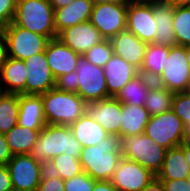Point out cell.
Returning <instances> with one entry per match:
<instances>
[{
  "instance_id": "obj_1",
  "label": "cell",
  "mask_w": 190,
  "mask_h": 191,
  "mask_svg": "<svg viewBox=\"0 0 190 191\" xmlns=\"http://www.w3.org/2000/svg\"><path fill=\"white\" fill-rule=\"evenodd\" d=\"M121 136L109 134L98 145L83 147L80 162L83 172L94 180H111L121 155Z\"/></svg>"
},
{
  "instance_id": "obj_2",
  "label": "cell",
  "mask_w": 190,
  "mask_h": 191,
  "mask_svg": "<svg viewBox=\"0 0 190 191\" xmlns=\"http://www.w3.org/2000/svg\"><path fill=\"white\" fill-rule=\"evenodd\" d=\"M82 148L81 143L73 136L70 126L46 124L30 155L39 163L52 160L62 153L80 158Z\"/></svg>"
},
{
  "instance_id": "obj_3",
  "label": "cell",
  "mask_w": 190,
  "mask_h": 191,
  "mask_svg": "<svg viewBox=\"0 0 190 191\" xmlns=\"http://www.w3.org/2000/svg\"><path fill=\"white\" fill-rule=\"evenodd\" d=\"M46 124H73L85 112L87 103L73 92L52 88L41 94Z\"/></svg>"
},
{
  "instance_id": "obj_4",
  "label": "cell",
  "mask_w": 190,
  "mask_h": 191,
  "mask_svg": "<svg viewBox=\"0 0 190 191\" xmlns=\"http://www.w3.org/2000/svg\"><path fill=\"white\" fill-rule=\"evenodd\" d=\"M54 9L48 0H18L13 22L49 39L56 38Z\"/></svg>"
},
{
  "instance_id": "obj_5",
  "label": "cell",
  "mask_w": 190,
  "mask_h": 191,
  "mask_svg": "<svg viewBox=\"0 0 190 191\" xmlns=\"http://www.w3.org/2000/svg\"><path fill=\"white\" fill-rule=\"evenodd\" d=\"M167 150L145 134L121 138L122 157L139 163L155 175L162 169Z\"/></svg>"
},
{
  "instance_id": "obj_6",
  "label": "cell",
  "mask_w": 190,
  "mask_h": 191,
  "mask_svg": "<svg viewBox=\"0 0 190 191\" xmlns=\"http://www.w3.org/2000/svg\"><path fill=\"white\" fill-rule=\"evenodd\" d=\"M6 38V56L26 60L44 52L50 39L17 26L14 22L3 28Z\"/></svg>"
},
{
  "instance_id": "obj_7",
  "label": "cell",
  "mask_w": 190,
  "mask_h": 191,
  "mask_svg": "<svg viewBox=\"0 0 190 191\" xmlns=\"http://www.w3.org/2000/svg\"><path fill=\"white\" fill-rule=\"evenodd\" d=\"M144 134L166 149L180 146L185 140V126L171 109L150 116Z\"/></svg>"
},
{
  "instance_id": "obj_8",
  "label": "cell",
  "mask_w": 190,
  "mask_h": 191,
  "mask_svg": "<svg viewBox=\"0 0 190 191\" xmlns=\"http://www.w3.org/2000/svg\"><path fill=\"white\" fill-rule=\"evenodd\" d=\"M76 93L88 104L109 98L103 67L91 64L82 55L76 64Z\"/></svg>"
},
{
  "instance_id": "obj_9",
  "label": "cell",
  "mask_w": 190,
  "mask_h": 191,
  "mask_svg": "<svg viewBox=\"0 0 190 191\" xmlns=\"http://www.w3.org/2000/svg\"><path fill=\"white\" fill-rule=\"evenodd\" d=\"M187 59L184 46H171L163 72L155 83L174 93L190 91V66Z\"/></svg>"
},
{
  "instance_id": "obj_10",
  "label": "cell",
  "mask_w": 190,
  "mask_h": 191,
  "mask_svg": "<svg viewBox=\"0 0 190 191\" xmlns=\"http://www.w3.org/2000/svg\"><path fill=\"white\" fill-rule=\"evenodd\" d=\"M128 5L102 3L93 6L89 21L104 39H112L126 30Z\"/></svg>"
},
{
  "instance_id": "obj_11",
  "label": "cell",
  "mask_w": 190,
  "mask_h": 191,
  "mask_svg": "<svg viewBox=\"0 0 190 191\" xmlns=\"http://www.w3.org/2000/svg\"><path fill=\"white\" fill-rule=\"evenodd\" d=\"M7 167L14 191H36L41 181L40 163L30 154H16Z\"/></svg>"
},
{
  "instance_id": "obj_12",
  "label": "cell",
  "mask_w": 190,
  "mask_h": 191,
  "mask_svg": "<svg viewBox=\"0 0 190 191\" xmlns=\"http://www.w3.org/2000/svg\"><path fill=\"white\" fill-rule=\"evenodd\" d=\"M154 178L150 170L122 157L110 181L119 191H142Z\"/></svg>"
},
{
  "instance_id": "obj_13",
  "label": "cell",
  "mask_w": 190,
  "mask_h": 191,
  "mask_svg": "<svg viewBox=\"0 0 190 191\" xmlns=\"http://www.w3.org/2000/svg\"><path fill=\"white\" fill-rule=\"evenodd\" d=\"M156 24L151 3L130 2L128 4L126 30L147 44H152L157 33Z\"/></svg>"
},
{
  "instance_id": "obj_14",
  "label": "cell",
  "mask_w": 190,
  "mask_h": 191,
  "mask_svg": "<svg viewBox=\"0 0 190 191\" xmlns=\"http://www.w3.org/2000/svg\"><path fill=\"white\" fill-rule=\"evenodd\" d=\"M27 68L26 94L41 95L55 88V77L48 65L45 51L24 60Z\"/></svg>"
},
{
  "instance_id": "obj_15",
  "label": "cell",
  "mask_w": 190,
  "mask_h": 191,
  "mask_svg": "<svg viewBox=\"0 0 190 191\" xmlns=\"http://www.w3.org/2000/svg\"><path fill=\"white\" fill-rule=\"evenodd\" d=\"M57 38L80 55L104 40L100 31L89 20L66 28Z\"/></svg>"
},
{
  "instance_id": "obj_16",
  "label": "cell",
  "mask_w": 190,
  "mask_h": 191,
  "mask_svg": "<svg viewBox=\"0 0 190 191\" xmlns=\"http://www.w3.org/2000/svg\"><path fill=\"white\" fill-rule=\"evenodd\" d=\"M86 112L109 134L120 136L122 103L115 97L88 103Z\"/></svg>"
},
{
  "instance_id": "obj_17",
  "label": "cell",
  "mask_w": 190,
  "mask_h": 191,
  "mask_svg": "<svg viewBox=\"0 0 190 191\" xmlns=\"http://www.w3.org/2000/svg\"><path fill=\"white\" fill-rule=\"evenodd\" d=\"M48 65L55 79L61 75L73 72L80 56L65 45L60 39H50L45 50Z\"/></svg>"
},
{
  "instance_id": "obj_18",
  "label": "cell",
  "mask_w": 190,
  "mask_h": 191,
  "mask_svg": "<svg viewBox=\"0 0 190 191\" xmlns=\"http://www.w3.org/2000/svg\"><path fill=\"white\" fill-rule=\"evenodd\" d=\"M110 97H116L121 89L139 74V70L120 56L112 55L103 67Z\"/></svg>"
},
{
  "instance_id": "obj_19",
  "label": "cell",
  "mask_w": 190,
  "mask_h": 191,
  "mask_svg": "<svg viewBox=\"0 0 190 191\" xmlns=\"http://www.w3.org/2000/svg\"><path fill=\"white\" fill-rule=\"evenodd\" d=\"M113 52L138 70L142 67L147 43L128 30L122 31L111 39Z\"/></svg>"
},
{
  "instance_id": "obj_20",
  "label": "cell",
  "mask_w": 190,
  "mask_h": 191,
  "mask_svg": "<svg viewBox=\"0 0 190 191\" xmlns=\"http://www.w3.org/2000/svg\"><path fill=\"white\" fill-rule=\"evenodd\" d=\"M151 6L157 23V33L153 43L169 47L176 46L177 39L173 25L175 6L165 0L154 1Z\"/></svg>"
},
{
  "instance_id": "obj_21",
  "label": "cell",
  "mask_w": 190,
  "mask_h": 191,
  "mask_svg": "<svg viewBox=\"0 0 190 191\" xmlns=\"http://www.w3.org/2000/svg\"><path fill=\"white\" fill-rule=\"evenodd\" d=\"M27 68L23 60L6 56L0 67V90L26 94Z\"/></svg>"
},
{
  "instance_id": "obj_22",
  "label": "cell",
  "mask_w": 190,
  "mask_h": 191,
  "mask_svg": "<svg viewBox=\"0 0 190 191\" xmlns=\"http://www.w3.org/2000/svg\"><path fill=\"white\" fill-rule=\"evenodd\" d=\"M93 2L91 0H74L66 7L54 11V24L57 35L66 28L90 19Z\"/></svg>"
},
{
  "instance_id": "obj_23",
  "label": "cell",
  "mask_w": 190,
  "mask_h": 191,
  "mask_svg": "<svg viewBox=\"0 0 190 191\" xmlns=\"http://www.w3.org/2000/svg\"><path fill=\"white\" fill-rule=\"evenodd\" d=\"M18 125L42 129L46 125L41 95L20 94Z\"/></svg>"
},
{
  "instance_id": "obj_24",
  "label": "cell",
  "mask_w": 190,
  "mask_h": 191,
  "mask_svg": "<svg viewBox=\"0 0 190 191\" xmlns=\"http://www.w3.org/2000/svg\"><path fill=\"white\" fill-rule=\"evenodd\" d=\"M73 136L82 147L98 145L109 133L87 112L70 125Z\"/></svg>"
},
{
  "instance_id": "obj_25",
  "label": "cell",
  "mask_w": 190,
  "mask_h": 191,
  "mask_svg": "<svg viewBox=\"0 0 190 191\" xmlns=\"http://www.w3.org/2000/svg\"><path fill=\"white\" fill-rule=\"evenodd\" d=\"M150 114L144 106L125 105L122 103L120 136L144 134Z\"/></svg>"
},
{
  "instance_id": "obj_26",
  "label": "cell",
  "mask_w": 190,
  "mask_h": 191,
  "mask_svg": "<svg viewBox=\"0 0 190 191\" xmlns=\"http://www.w3.org/2000/svg\"><path fill=\"white\" fill-rule=\"evenodd\" d=\"M190 165L185 158L184 150L178 146L168 149L161 171L156 175L159 180L187 179Z\"/></svg>"
},
{
  "instance_id": "obj_27",
  "label": "cell",
  "mask_w": 190,
  "mask_h": 191,
  "mask_svg": "<svg viewBox=\"0 0 190 191\" xmlns=\"http://www.w3.org/2000/svg\"><path fill=\"white\" fill-rule=\"evenodd\" d=\"M169 51V46L154 43L147 44L139 73L155 82L163 72Z\"/></svg>"
},
{
  "instance_id": "obj_28",
  "label": "cell",
  "mask_w": 190,
  "mask_h": 191,
  "mask_svg": "<svg viewBox=\"0 0 190 191\" xmlns=\"http://www.w3.org/2000/svg\"><path fill=\"white\" fill-rule=\"evenodd\" d=\"M42 129H30L20 125L5 133L6 141L13 155L30 154Z\"/></svg>"
},
{
  "instance_id": "obj_29",
  "label": "cell",
  "mask_w": 190,
  "mask_h": 191,
  "mask_svg": "<svg viewBox=\"0 0 190 191\" xmlns=\"http://www.w3.org/2000/svg\"><path fill=\"white\" fill-rule=\"evenodd\" d=\"M153 83L152 80L139 73L121 89L115 98L125 105L143 106Z\"/></svg>"
},
{
  "instance_id": "obj_30",
  "label": "cell",
  "mask_w": 190,
  "mask_h": 191,
  "mask_svg": "<svg viewBox=\"0 0 190 191\" xmlns=\"http://www.w3.org/2000/svg\"><path fill=\"white\" fill-rule=\"evenodd\" d=\"M19 93L0 92V133L9 132L18 124Z\"/></svg>"
},
{
  "instance_id": "obj_31",
  "label": "cell",
  "mask_w": 190,
  "mask_h": 191,
  "mask_svg": "<svg viewBox=\"0 0 190 191\" xmlns=\"http://www.w3.org/2000/svg\"><path fill=\"white\" fill-rule=\"evenodd\" d=\"M174 94V92L154 82L148 90V95L143 106L149 112L150 116L167 112L172 109Z\"/></svg>"
},
{
  "instance_id": "obj_32",
  "label": "cell",
  "mask_w": 190,
  "mask_h": 191,
  "mask_svg": "<svg viewBox=\"0 0 190 191\" xmlns=\"http://www.w3.org/2000/svg\"><path fill=\"white\" fill-rule=\"evenodd\" d=\"M173 25L177 45L186 46L190 44V7L175 6Z\"/></svg>"
},
{
  "instance_id": "obj_33",
  "label": "cell",
  "mask_w": 190,
  "mask_h": 191,
  "mask_svg": "<svg viewBox=\"0 0 190 191\" xmlns=\"http://www.w3.org/2000/svg\"><path fill=\"white\" fill-rule=\"evenodd\" d=\"M113 54L114 52L111 40L104 39L86 51L82 56L91 64L104 67Z\"/></svg>"
},
{
  "instance_id": "obj_34",
  "label": "cell",
  "mask_w": 190,
  "mask_h": 191,
  "mask_svg": "<svg viewBox=\"0 0 190 191\" xmlns=\"http://www.w3.org/2000/svg\"><path fill=\"white\" fill-rule=\"evenodd\" d=\"M60 172V178L64 181L71 179L83 172L82 164L79 158H73V155L62 153L52 159Z\"/></svg>"
},
{
  "instance_id": "obj_35",
  "label": "cell",
  "mask_w": 190,
  "mask_h": 191,
  "mask_svg": "<svg viewBox=\"0 0 190 191\" xmlns=\"http://www.w3.org/2000/svg\"><path fill=\"white\" fill-rule=\"evenodd\" d=\"M172 110L182 120L185 127L190 124V91L174 94Z\"/></svg>"
},
{
  "instance_id": "obj_36",
  "label": "cell",
  "mask_w": 190,
  "mask_h": 191,
  "mask_svg": "<svg viewBox=\"0 0 190 191\" xmlns=\"http://www.w3.org/2000/svg\"><path fill=\"white\" fill-rule=\"evenodd\" d=\"M96 180L86 172L65 180V191H93Z\"/></svg>"
},
{
  "instance_id": "obj_37",
  "label": "cell",
  "mask_w": 190,
  "mask_h": 191,
  "mask_svg": "<svg viewBox=\"0 0 190 191\" xmlns=\"http://www.w3.org/2000/svg\"><path fill=\"white\" fill-rule=\"evenodd\" d=\"M18 0H0V28L13 22Z\"/></svg>"
},
{
  "instance_id": "obj_38",
  "label": "cell",
  "mask_w": 190,
  "mask_h": 191,
  "mask_svg": "<svg viewBox=\"0 0 190 191\" xmlns=\"http://www.w3.org/2000/svg\"><path fill=\"white\" fill-rule=\"evenodd\" d=\"M55 88L76 93V70L57 77L55 79Z\"/></svg>"
},
{
  "instance_id": "obj_39",
  "label": "cell",
  "mask_w": 190,
  "mask_h": 191,
  "mask_svg": "<svg viewBox=\"0 0 190 191\" xmlns=\"http://www.w3.org/2000/svg\"><path fill=\"white\" fill-rule=\"evenodd\" d=\"M62 178L41 179L36 191H65Z\"/></svg>"
},
{
  "instance_id": "obj_40",
  "label": "cell",
  "mask_w": 190,
  "mask_h": 191,
  "mask_svg": "<svg viewBox=\"0 0 190 191\" xmlns=\"http://www.w3.org/2000/svg\"><path fill=\"white\" fill-rule=\"evenodd\" d=\"M41 179L60 178V172L52 160L40 163Z\"/></svg>"
},
{
  "instance_id": "obj_41",
  "label": "cell",
  "mask_w": 190,
  "mask_h": 191,
  "mask_svg": "<svg viewBox=\"0 0 190 191\" xmlns=\"http://www.w3.org/2000/svg\"><path fill=\"white\" fill-rule=\"evenodd\" d=\"M165 191H190L186 179L160 180Z\"/></svg>"
},
{
  "instance_id": "obj_42",
  "label": "cell",
  "mask_w": 190,
  "mask_h": 191,
  "mask_svg": "<svg viewBox=\"0 0 190 191\" xmlns=\"http://www.w3.org/2000/svg\"><path fill=\"white\" fill-rule=\"evenodd\" d=\"M0 191H14L7 165H0Z\"/></svg>"
},
{
  "instance_id": "obj_43",
  "label": "cell",
  "mask_w": 190,
  "mask_h": 191,
  "mask_svg": "<svg viewBox=\"0 0 190 191\" xmlns=\"http://www.w3.org/2000/svg\"><path fill=\"white\" fill-rule=\"evenodd\" d=\"M13 157L4 134L0 133V165H7Z\"/></svg>"
},
{
  "instance_id": "obj_44",
  "label": "cell",
  "mask_w": 190,
  "mask_h": 191,
  "mask_svg": "<svg viewBox=\"0 0 190 191\" xmlns=\"http://www.w3.org/2000/svg\"><path fill=\"white\" fill-rule=\"evenodd\" d=\"M93 191H119L110 180L96 181Z\"/></svg>"
},
{
  "instance_id": "obj_45",
  "label": "cell",
  "mask_w": 190,
  "mask_h": 191,
  "mask_svg": "<svg viewBox=\"0 0 190 191\" xmlns=\"http://www.w3.org/2000/svg\"><path fill=\"white\" fill-rule=\"evenodd\" d=\"M142 191H165L162 182L156 177Z\"/></svg>"
},
{
  "instance_id": "obj_46",
  "label": "cell",
  "mask_w": 190,
  "mask_h": 191,
  "mask_svg": "<svg viewBox=\"0 0 190 191\" xmlns=\"http://www.w3.org/2000/svg\"><path fill=\"white\" fill-rule=\"evenodd\" d=\"M6 57V38L3 28H0V67Z\"/></svg>"
},
{
  "instance_id": "obj_47",
  "label": "cell",
  "mask_w": 190,
  "mask_h": 191,
  "mask_svg": "<svg viewBox=\"0 0 190 191\" xmlns=\"http://www.w3.org/2000/svg\"><path fill=\"white\" fill-rule=\"evenodd\" d=\"M49 3L52 5L53 9H59L62 7H66L67 5L71 4L74 0H48Z\"/></svg>"
},
{
  "instance_id": "obj_48",
  "label": "cell",
  "mask_w": 190,
  "mask_h": 191,
  "mask_svg": "<svg viewBox=\"0 0 190 191\" xmlns=\"http://www.w3.org/2000/svg\"><path fill=\"white\" fill-rule=\"evenodd\" d=\"M94 5L102 4V3H113L118 5H128L130 0H91Z\"/></svg>"
},
{
  "instance_id": "obj_49",
  "label": "cell",
  "mask_w": 190,
  "mask_h": 191,
  "mask_svg": "<svg viewBox=\"0 0 190 191\" xmlns=\"http://www.w3.org/2000/svg\"><path fill=\"white\" fill-rule=\"evenodd\" d=\"M180 147L184 150L186 161L190 165V143L184 141Z\"/></svg>"
},
{
  "instance_id": "obj_50",
  "label": "cell",
  "mask_w": 190,
  "mask_h": 191,
  "mask_svg": "<svg viewBox=\"0 0 190 191\" xmlns=\"http://www.w3.org/2000/svg\"><path fill=\"white\" fill-rule=\"evenodd\" d=\"M174 6H188L190 7V0H165Z\"/></svg>"
},
{
  "instance_id": "obj_51",
  "label": "cell",
  "mask_w": 190,
  "mask_h": 191,
  "mask_svg": "<svg viewBox=\"0 0 190 191\" xmlns=\"http://www.w3.org/2000/svg\"><path fill=\"white\" fill-rule=\"evenodd\" d=\"M185 142L190 143V124L185 127Z\"/></svg>"
},
{
  "instance_id": "obj_52",
  "label": "cell",
  "mask_w": 190,
  "mask_h": 191,
  "mask_svg": "<svg viewBox=\"0 0 190 191\" xmlns=\"http://www.w3.org/2000/svg\"><path fill=\"white\" fill-rule=\"evenodd\" d=\"M185 47V52H186V55H187V62H188V64H189V66H190V44L189 45H186V46H184Z\"/></svg>"
},
{
  "instance_id": "obj_53",
  "label": "cell",
  "mask_w": 190,
  "mask_h": 191,
  "mask_svg": "<svg viewBox=\"0 0 190 191\" xmlns=\"http://www.w3.org/2000/svg\"><path fill=\"white\" fill-rule=\"evenodd\" d=\"M154 1L158 0H130V2H136V3H152Z\"/></svg>"
},
{
  "instance_id": "obj_54",
  "label": "cell",
  "mask_w": 190,
  "mask_h": 191,
  "mask_svg": "<svg viewBox=\"0 0 190 191\" xmlns=\"http://www.w3.org/2000/svg\"><path fill=\"white\" fill-rule=\"evenodd\" d=\"M186 181H187V184L190 186V173H189V175H188Z\"/></svg>"
}]
</instances>
